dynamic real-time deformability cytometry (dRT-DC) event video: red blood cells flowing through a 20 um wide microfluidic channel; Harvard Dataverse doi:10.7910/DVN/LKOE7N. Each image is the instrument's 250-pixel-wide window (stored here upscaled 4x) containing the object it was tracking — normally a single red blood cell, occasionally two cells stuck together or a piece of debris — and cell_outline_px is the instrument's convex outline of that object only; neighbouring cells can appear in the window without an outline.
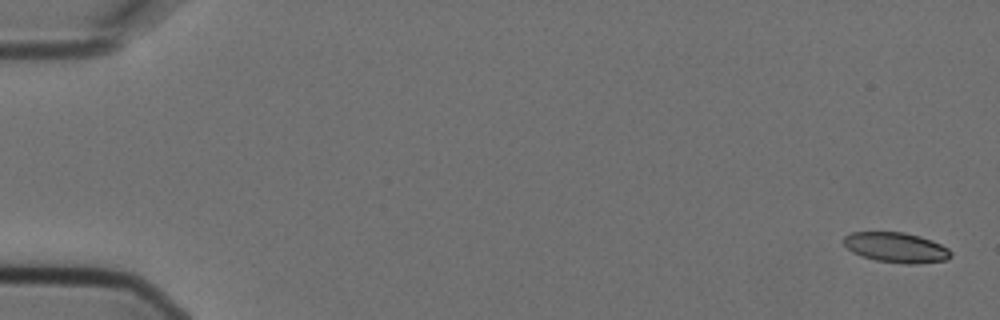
{"species": "Egyptian fruit bat (a non-hibernating species)", "species_latin": "Rousettus aegyptiacus", "temperature_condition": "cold", "stored_images_in_passage": 6, "camera_frame_rate_fps": 3000, "um_per_image_px": 0.085, "animal": {"sex": "female"}, "frame": {"image": 1, "passage_image": 1, "time_ms": 0.0, "image_size_px": [1000, 320], "cell_outline_px": [[952, 256], [948, 260], [916, 264], [904, 264], [876, 260], [860, 256], [852, 252], [844, 244], [844, 236], [852, 232], [904, 232], [920, 236], [932, 240], [948, 248], [952, 252]], "centroid_in_image_um": [76.2, 21.04], "position_along_channel_um": 8.8, "area_um2": 18.96}}
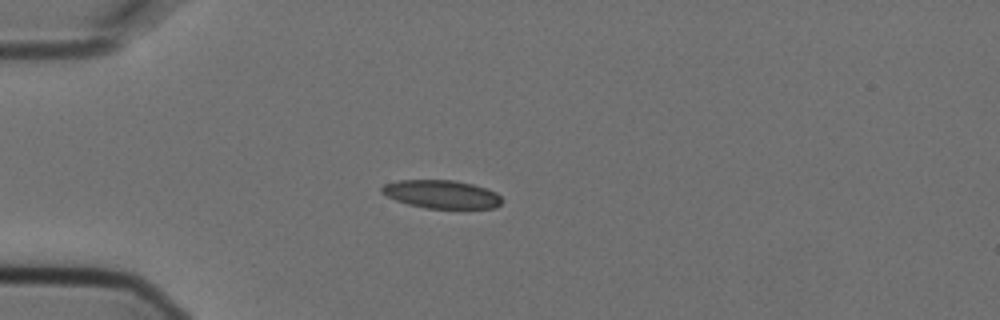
{"frame": {"image": 2, "passage_image": 5, "time_ms": 1.333, "image_size_px": [1000, 320], "cell_outline_px": [[504, 200], [496, 208], [424, 208], [408, 204], [396, 200], [380, 192], [380, 188], [384, 184], [400, 180], [456, 180], [488, 188], [496, 192]], "centroid_in_image_um": [37.56, 16.51], "position_along_channel_um": 47.4, "area_um2": 19.88}}